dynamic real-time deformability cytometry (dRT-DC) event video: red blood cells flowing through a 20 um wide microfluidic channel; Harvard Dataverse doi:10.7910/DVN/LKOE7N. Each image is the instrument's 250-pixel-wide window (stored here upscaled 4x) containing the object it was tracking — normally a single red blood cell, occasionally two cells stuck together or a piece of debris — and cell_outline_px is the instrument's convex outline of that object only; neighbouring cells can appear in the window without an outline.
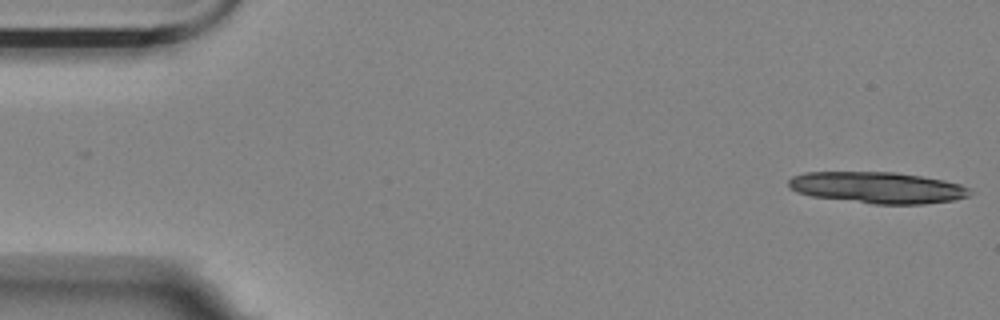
{"species": "Egyptian fruit bat (a non-hibernating species)", "species_latin": "Rousettus aegyptiacus", "temperature_condition": "room temperature", "stored_images_in_passage": 4, "camera_frame_rate_fps": 3000, "um_per_image_px": 0.085, "animal": {"sex": "female"}, "frame": {"image": 1, "passage_image": 1, "time_ms": 0.0, "image_size_px": [1000, 320], "cell_outline_px": [[972, 192], [968, 196], [956, 200], [924, 204], [872, 204], [812, 196], [796, 192], [788, 188], [788, 180], [792, 176], [804, 172], [896, 172], [944, 180], [960, 184], [968, 188]], "centroid_in_image_um": [74.57, 15.95], "position_along_channel_um": 10.4, "area_um2": 33.35}}